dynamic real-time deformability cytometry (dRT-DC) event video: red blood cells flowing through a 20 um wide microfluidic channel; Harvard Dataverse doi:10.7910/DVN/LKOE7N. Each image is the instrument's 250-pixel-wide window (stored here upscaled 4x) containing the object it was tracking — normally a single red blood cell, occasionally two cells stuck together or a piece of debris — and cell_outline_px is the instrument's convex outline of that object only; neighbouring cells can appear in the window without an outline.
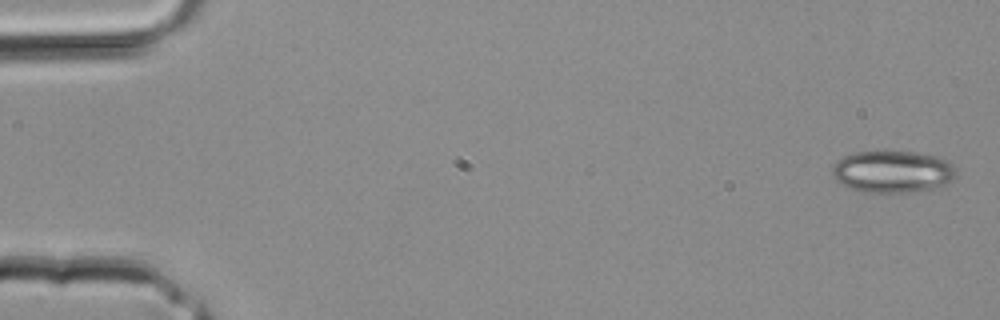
{"species": "common noctule bat (a hibernating species)", "species_latin": "Nyctalus noctula", "temperature_condition": "room temperature", "stored_images_in_passage": 3, "camera_frame_rate_fps": 3000, "um_per_image_px": 0.085, "animal": {"sex": "male", "body_mass_g": 20.4}, "frame": {"image": 1, "passage_image": 1, "time_ms": 0.0, "image_size_px": [1000, 320], "cell_outline_px": [[956, 176], [952, 180], [944, 184], [932, 188], [908, 192], [864, 192], [852, 188], [836, 180], [832, 176], [832, 168], [836, 160], [844, 156], [856, 152], [916, 152], [936, 156], [948, 160], [956, 168]], "centroid_in_image_um": [75.88, 14.58], "position_along_channel_um": 9.1, "area_um2": 30.11}}